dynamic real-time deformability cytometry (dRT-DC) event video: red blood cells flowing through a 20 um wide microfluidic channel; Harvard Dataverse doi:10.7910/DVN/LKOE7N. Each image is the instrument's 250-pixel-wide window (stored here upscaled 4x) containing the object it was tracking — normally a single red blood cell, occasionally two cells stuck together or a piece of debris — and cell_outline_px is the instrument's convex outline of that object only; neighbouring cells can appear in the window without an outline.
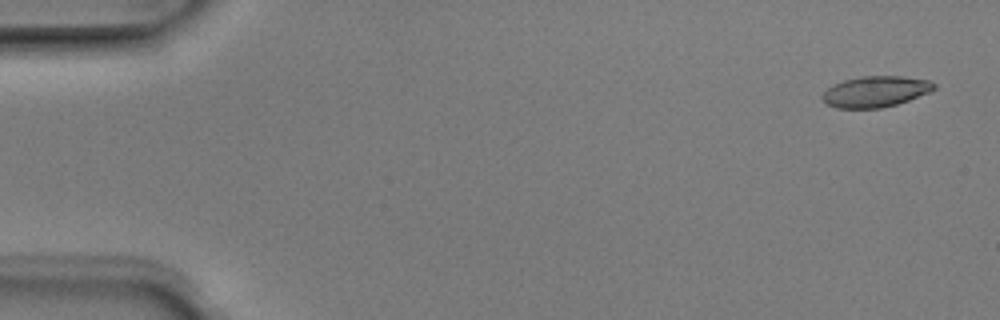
{"species": "Egyptian fruit bat (a non-hibernating species)", "species_latin": "Rousettus aegyptiacus", "temperature_condition": "room temperature", "stored_images_in_passage": 5, "camera_frame_rate_fps": 3000, "um_per_image_px": 0.085, "animal": {"sex": "male"}, "frame": {"image": 1, "passage_image": 1, "time_ms": 0.0, "image_size_px": [1000, 320], "cell_outline_px": [[936, 88], [928, 92], [908, 100], [896, 104], [880, 108], [836, 108], [828, 104], [820, 96], [828, 88], [844, 80], [864, 76], [900, 76], [928, 80], [936, 84]], "centroid_in_image_um": [74.42, 7.78], "position_along_channel_um": 10.6, "area_um2": 19.83}}